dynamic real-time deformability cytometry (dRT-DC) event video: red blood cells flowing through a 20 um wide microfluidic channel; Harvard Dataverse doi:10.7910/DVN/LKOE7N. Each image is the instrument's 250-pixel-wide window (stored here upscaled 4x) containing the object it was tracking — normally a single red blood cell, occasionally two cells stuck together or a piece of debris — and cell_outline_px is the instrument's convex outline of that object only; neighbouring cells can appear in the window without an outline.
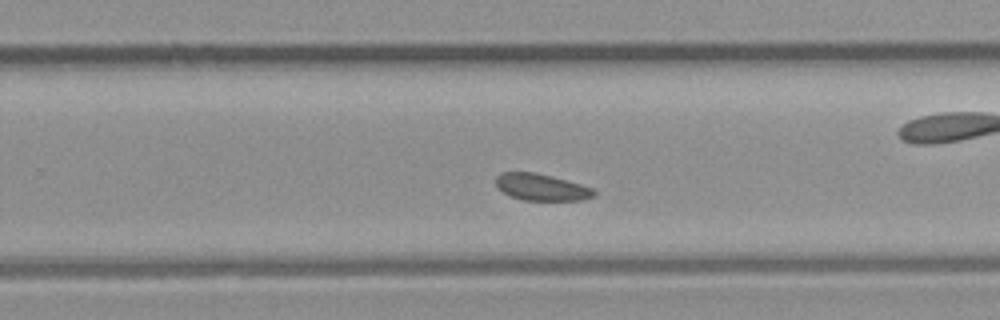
{"species": "common noctule bat (a hibernating species)", "species_latin": "Nyctalus noctula", "temperature_condition": "room temperature", "stored_images_in_passage": 32, "camera_frame_rate_fps": 3000, "um_per_image_px": 0.085, "animal": {"sex": "male", "body_mass_g": 23.1, "forearm_length_mm": 52.7}, "frame": {"image": 1, "passage_image": 19, "time_ms": 6.0, "image_size_px": [1000, 320], "cell_outline_px": [[596, 196], [580, 200], [524, 200], [512, 196], [504, 192], [496, 184], [496, 176], [500, 172], [536, 172], [568, 180], [592, 188], [596, 192]], "centroid_in_image_um": [46.04, 15.9], "position_along_channel_um": 283.8, "area_um2": 15.2}}